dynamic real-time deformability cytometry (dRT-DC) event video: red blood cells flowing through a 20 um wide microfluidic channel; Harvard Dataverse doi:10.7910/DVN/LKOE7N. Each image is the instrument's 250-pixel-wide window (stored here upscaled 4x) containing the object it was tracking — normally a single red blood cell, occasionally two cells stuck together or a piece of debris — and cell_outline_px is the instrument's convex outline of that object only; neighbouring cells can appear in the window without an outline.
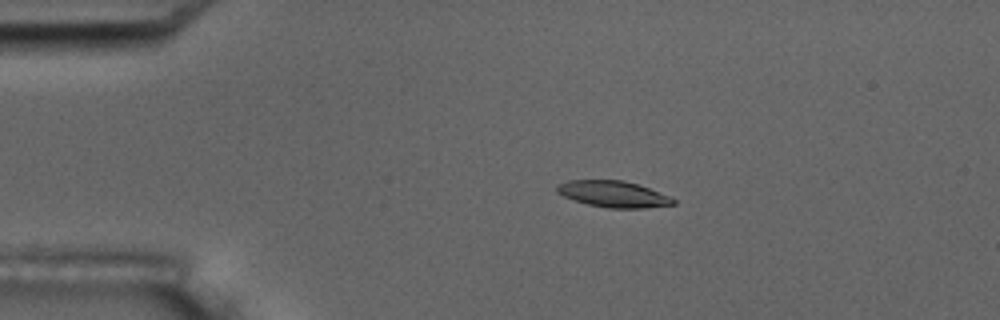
{"species": "common noctule bat (a hibernating species)", "species_latin": "Nyctalus noctula", "temperature_condition": "room temperature", "stored_images_in_passage": 6, "camera_frame_rate_fps": 3000, "um_per_image_px": 0.085, "animal": {"sex": "male", "body_mass_g": 17.5, "forearm_length_mm": 52.3}, "frame": {"image": 1, "passage_image": 3, "time_ms": 2.333, "image_size_px": [1000, 320], "cell_outline_px": [[676, 204], [644, 208], [608, 208], [588, 204], [564, 196], [556, 192], [556, 184], [568, 180], [624, 180], [648, 188], [668, 196], [676, 200]], "centroid_in_image_um": [52.11, 16.49], "position_along_channel_um": 32.9, "area_um2": 17.69}}
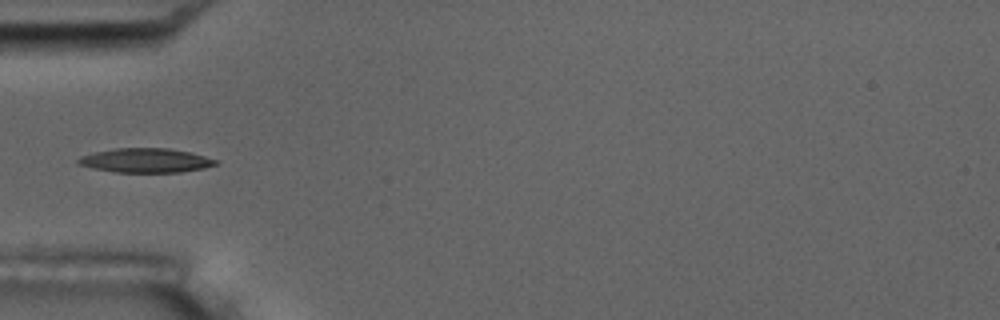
{"frame": {"image": 2, "passage_image": 5, "time_ms": 4.667, "image_size_px": [1000, 320], "cell_outline_px": [[220, 164], [204, 168], [180, 172], [116, 172], [92, 168], [80, 164], [76, 160], [80, 156], [96, 152], [116, 148], [168, 148], [188, 152], [204, 156], [216, 160]], "centroid_in_image_um": [12.39, 13.64], "position_along_channel_um": 72.6, "area_um2": 19.25}}